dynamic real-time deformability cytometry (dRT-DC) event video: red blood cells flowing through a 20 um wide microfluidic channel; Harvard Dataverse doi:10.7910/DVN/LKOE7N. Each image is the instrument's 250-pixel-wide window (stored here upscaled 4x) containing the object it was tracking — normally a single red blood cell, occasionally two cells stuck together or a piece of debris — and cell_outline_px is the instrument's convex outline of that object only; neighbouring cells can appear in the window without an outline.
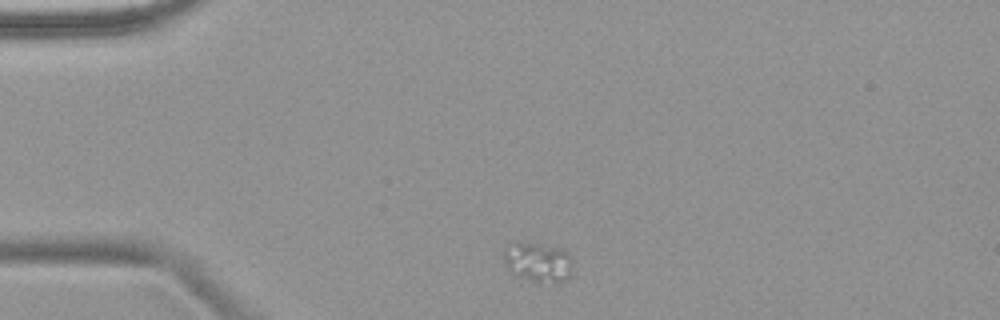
{"species": "common noctule bat (a hibernating species)", "species_latin": "Nyctalus noctula", "temperature_condition": "warm", "stored_images_in_passage": 2, "camera_frame_rate_fps": 3000, "um_per_image_px": 0.085, "animal": {"sex": "female", "body_mass_g": 18.4}, "frame": {"image": 1, "passage_image": 1, "time_ms": 0.0, "image_size_px": [1000, 320], "cell_outline_px": [[572, 276], [556, 284], [536, 284], [516, 276], [508, 268], [504, 260], [504, 244], [516, 240], [540, 244], [560, 248], [568, 252], [572, 264]], "centroid_in_image_um": [45.71, 22.3], "position_along_channel_um": 39.3, "area_um2": 16.82}}